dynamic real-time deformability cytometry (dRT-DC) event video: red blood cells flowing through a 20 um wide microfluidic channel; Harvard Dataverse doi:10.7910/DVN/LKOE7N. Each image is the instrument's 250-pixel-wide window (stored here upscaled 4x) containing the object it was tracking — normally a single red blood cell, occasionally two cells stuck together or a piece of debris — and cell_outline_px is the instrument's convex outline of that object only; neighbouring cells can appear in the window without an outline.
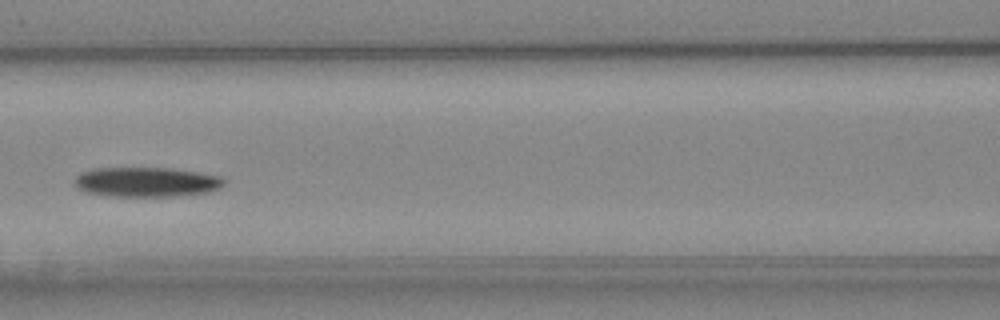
{"species": "Egyptian fruit bat (a non-hibernating species)", "species_latin": "Rousettus aegyptiacus", "temperature_condition": "cold", "stored_images_in_passage": 7, "camera_frame_rate_fps": 3000, "um_per_image_px": 0.085, "animal": {"sex": "female"}, "frame": {"image": 1, "passage_image": 7, "time_ms": 6.667, "image_size_px": [1000, 320], "cell_outline_px": [[224, 184], [220, 188], [208, 192], [172, 196], [112, 196], [84, 192], [76, 188], [72, 184], [72, 180], [80, 172], [92, 168], [172, 168], [220, 176], [224, 180]], "centroid_in_image_um": [12.36, 15.47], "position_along_channel_um": 154.2, "area_um2": 26.07}}